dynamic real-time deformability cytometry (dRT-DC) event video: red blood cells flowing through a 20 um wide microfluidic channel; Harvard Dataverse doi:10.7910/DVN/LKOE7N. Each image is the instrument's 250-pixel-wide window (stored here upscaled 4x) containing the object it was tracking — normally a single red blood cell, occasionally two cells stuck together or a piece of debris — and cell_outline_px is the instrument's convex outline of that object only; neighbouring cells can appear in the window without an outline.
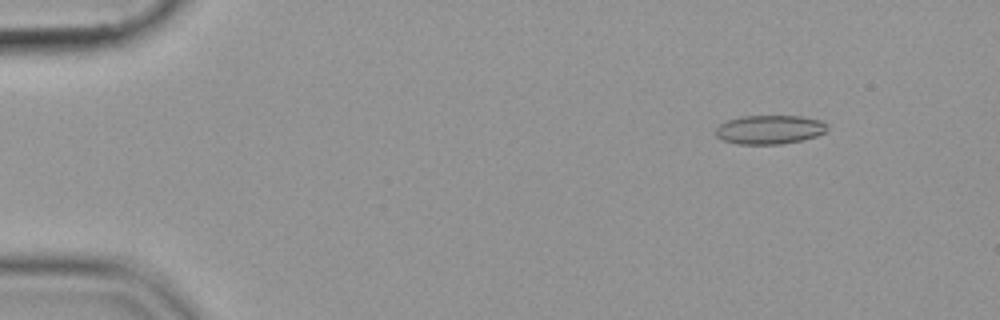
{"species": "common noctule bat (a hibernating species)", "species_latin": "Nyctalus noctula", "temperature_condition": "cold", "stored_images_in_passage": 52, "camera_frame_rate_fps": 3000, "um_per_image_px": 0.085, "animal": {"sex": "female", "body_mass_g": 19.9}, "frame": {"image": 1, "passage_image": 4, "time_ms": 1.0, "image_size_px": [1000, 320], "cell_outline_px": [[828, 128], [824, 132], [816, 136], [804, 140], [780, 144], [736, 144], [724, 140], [716, 136], [716, 128], [720, 124], [728, 120], [740, 116], [800, 116], [820, 120], [828, 124]], "centroid_in_image_um": [65.43, 11.01], "position_along_channel_um": 19.6, "area_um2": 18.84}}
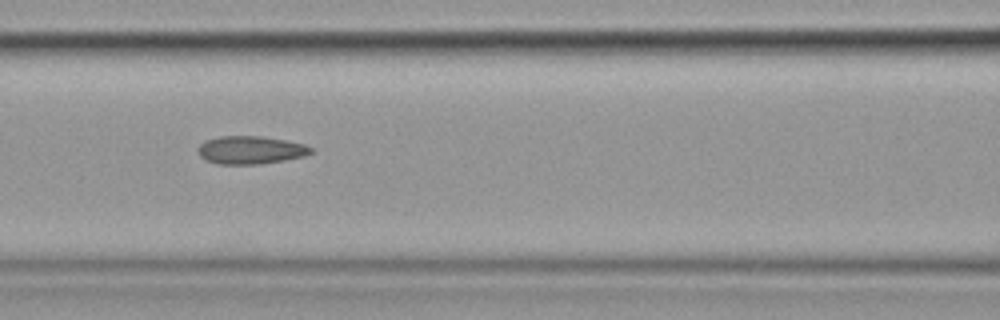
{"frame": {"image": 2, "passage_image": 22, "time_ms": 7.0, "image_size_px": [1000, 320], "cell_outline_px": [[312, 152], [304, 156], [284, 160], [256, 164], [216, 164], [204, 160], [196, 152], [196, 148], [204, 140], [220, 136], [264, 136], [304, 144], [312, 148]], "centroid_in_image_um": [21.22, 12.75], "position_along_channel_um": 145.4, "area_um2": 18.55}}
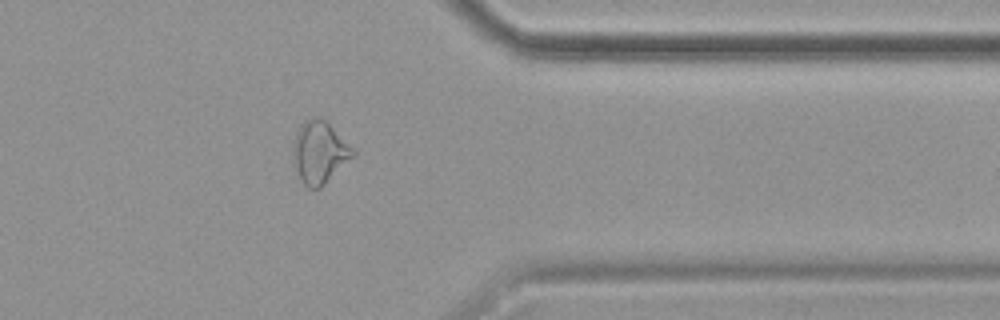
{"frame": {"image": 3, "passage_image": 42, "time_ms": 13.667, "image_size_px": [1000, 320], "cell_outline_px": [[356, 156], [320, 188], [308, 188], [300, 180], [292, 160], [292, 144], [296, 132], [300, 124], [304, 120], [312, 116], [320, 116], [356, 152]], "centroid_in_image_um": [27.12, 12.95], "position_along_channel_um": 384.3, "area_um2": 21.91}}